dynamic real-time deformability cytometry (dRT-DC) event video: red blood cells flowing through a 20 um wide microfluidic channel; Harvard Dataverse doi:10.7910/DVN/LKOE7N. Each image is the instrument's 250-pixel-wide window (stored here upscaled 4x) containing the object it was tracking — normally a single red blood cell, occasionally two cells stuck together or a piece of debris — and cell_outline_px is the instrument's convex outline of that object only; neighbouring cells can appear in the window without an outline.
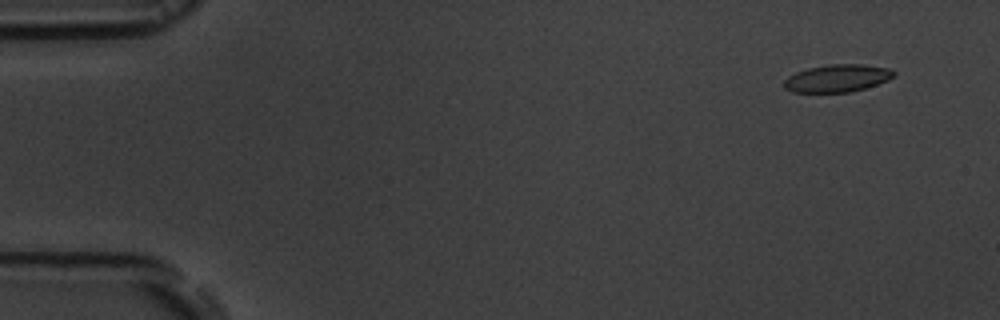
{"species": "common noctule bat (a hibernating species)", "species_latin": "Nyctalus noctula", "temperature_condition": "room temperature", "stored_images_in_passage": 6, "camera_frame_rate_fps": 3000, "um_per_image_px": 0.085, "animal": {"sex": "male", "body_mass_g": 19.5, "forearm_length_mm": 54.6}, "frame": {"image": 1, "passage_image": 2, "time_ms": 1.0, "image_size_px": [1000, 320], "cell_outline_px": [[896, 72], [888, 80], [852, 92], [792, 92], [784, 88], [784, 80], [788, 76], [796, 72], [808, 68], [828, 64], [860, 64], [888, 68]], "centroid_in_image_um": [71.13, 6.65], "position_along_channel_um": 13.9, "area_um2": 17.51}}
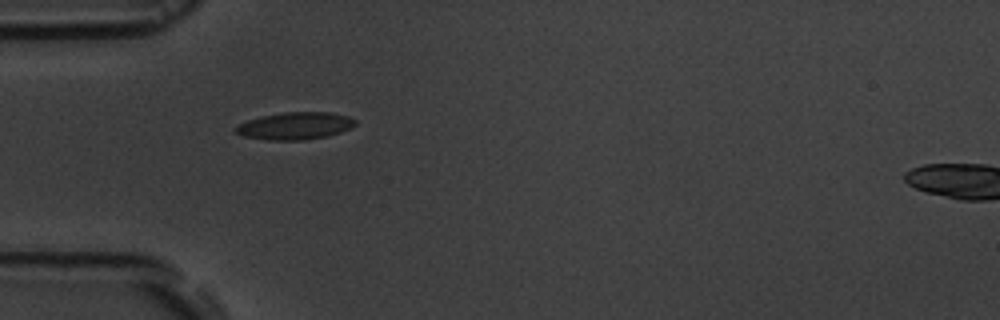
{"frame": {"image": 2, "passage_image": 5, "time_ms": 5.333, "image_size_px": [1000, 320], "cell_outline_px": [[356, 124], [352, 128], [328, 136], [304, 140], [268, 140], [244, 136], [236, 132], [232, 128], [248, 120], [260, 116], [284, 112], [332, 112], [348, 116], [356, 120]], "centroid_in_image_um": [25.1, 10.69], "position_along_channel_um": 59.9, "area_um2": 19.13}}
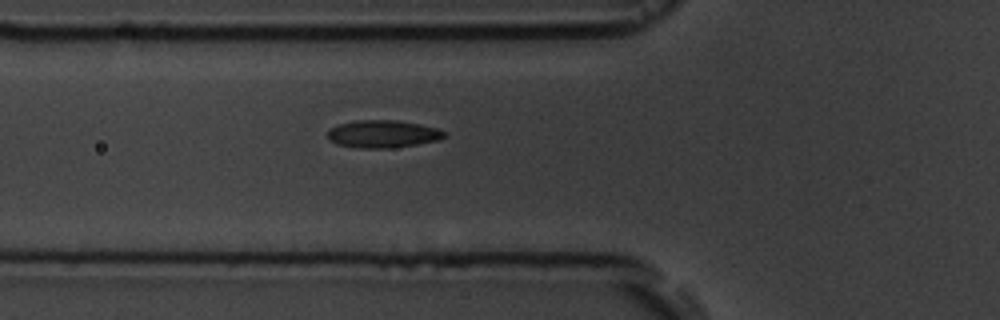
{"frame": {"image": 3, "passage_image": 6, "time_ms": 6.333, "image_size_px": [1000, 320], "cell_outline_px": [[448, 136], [440, 140], [416, 144], [388, 148], [356, 148], [336, 144], [328, 140], [328, 128], [340, 124], [356, 120], [396, 120], [420, 124], [440, 128], [448, 132]], "centroid_in_image_um": [32.58, 11.38], "position_along_channel_um": 93.2, "area_um2": 19.07}}